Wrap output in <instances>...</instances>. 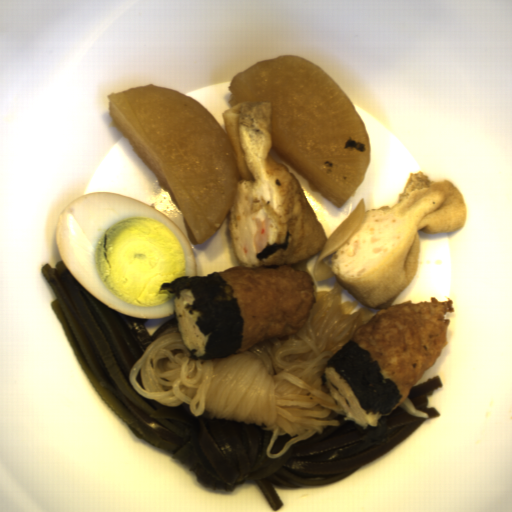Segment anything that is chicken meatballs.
I'll return each mask as SVG.
<instances>
[{
  "label": "chicken meatballs",
  "mask_w": 512,
  "mask_h": 512,
  "mask_svg": "<svg viewBox=\"0 0 512 512\" xmlns=\"http://www.w3.org/2000/svg\"><path fill=\"white\" fill-rule=\"evenodd\" d=\"M216 272L232 286L243 319V339L236 354L265 340L297 334L317 303L313 274L288 264L278 268L238 264Z\"/></svg>",
  "instance_id": "obj_2"
},
{
  "label": "chicken meatballs",
  "mask_w": 512,
  "mask_h": 512,
  "mask_svg": "<svg viewBox=\"0 0 512 512\" xmlns=\"http://www.w3.org/2000/svg\"><path fill=\"white\" fill-rule=\"evenodd\" d=\"M407 300L390 304L354 332V343L368 350L380 362L383 378L391 379L402 398L394 410L409 396L424 372L432 368L448 342L450 319L455 311L453 300ZM393 410V411H394Z\"/></svg>",
  "instance_id": "obj_1"
},
{
  "label": "chicken meatballs",
  "mask_w": 512,
  "mask_h": 512,
  "mask_svg": "<svg viewBox=\"0 0 512 512\" xmlns=\"http://www.w3.org/2000/svg\"><path fill=\"white\" fill-rule=\"evenodd\" d=\"M321 383L328 388L329 394L344 408L346 414L343 420L354 421L362 426L365 430L368 425L378 427L380 413L367 414L366 410L360 407L359 400L348 384L346 378L341 379V375L337 374L336 369L332 366L323 367Z\"/></svg>",
  "instance_id": "obj_3"
},
{
  "label": "chicken meatballs",
  "mask_w": 512,
  "mask_h": 512,
  "mask_svg": "<svg viewBox=\"0 0 512 512\" xmlns=\"http://www.w3.org/2000/svg\"><path fill=\"white\" fill-rule=\"evenodd\" d=\"M194 301L195 298L191 289L185 288L181 290L180 298L174 297V312L181 341L188 350L197 349V352L194 354L200 357L206 351L205 346L208 343L211 333L205 336L196 325V322L201 315L199 311L193 310V313L191 314L185 308L187 303L193 305Z\"/></svg>",
  "instance_id": "obj_4"
}]
</instances>
